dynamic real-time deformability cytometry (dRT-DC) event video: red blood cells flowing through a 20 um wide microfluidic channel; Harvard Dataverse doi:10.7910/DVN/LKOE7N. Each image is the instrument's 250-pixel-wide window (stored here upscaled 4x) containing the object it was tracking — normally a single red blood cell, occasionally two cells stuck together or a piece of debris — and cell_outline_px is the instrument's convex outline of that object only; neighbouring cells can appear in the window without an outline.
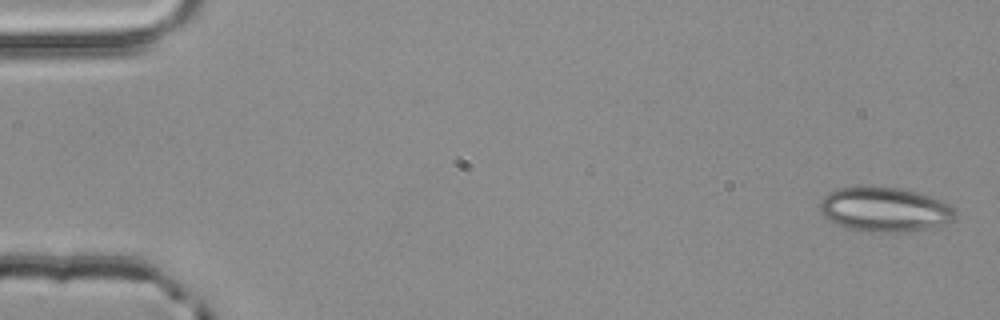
{"species": "common noctule bat (a hibernating species)", "species_latin": "Nyctalus noctula", "temperature_condition": "room temperature", "stored_images_in_passage": 4, "camera_frame_rate_fps": 3000, "um_per_image_px": 0.085, "animal": {"sex": "male", "body_mass_g": 20.4}, "frame": {"image": 1, "passage_image": 1, "time_ms": 0.0, "image_size_px": [1000, 320], "cell_outline_px": [[956, 220], [944, 224], [928, 228], [904, 232], [872, 232], [848, 228], [836, 224], [824, 216], [820, 208], [820, 204], [824, 196], [828, 192], [840, 188], [900, 188], [932, 196], [948, 204], [956, 212]], "centroid_in_image_um": [75.24, 17.83], "position_along_channel_um": 9.8, "area_um2": 34.68}}